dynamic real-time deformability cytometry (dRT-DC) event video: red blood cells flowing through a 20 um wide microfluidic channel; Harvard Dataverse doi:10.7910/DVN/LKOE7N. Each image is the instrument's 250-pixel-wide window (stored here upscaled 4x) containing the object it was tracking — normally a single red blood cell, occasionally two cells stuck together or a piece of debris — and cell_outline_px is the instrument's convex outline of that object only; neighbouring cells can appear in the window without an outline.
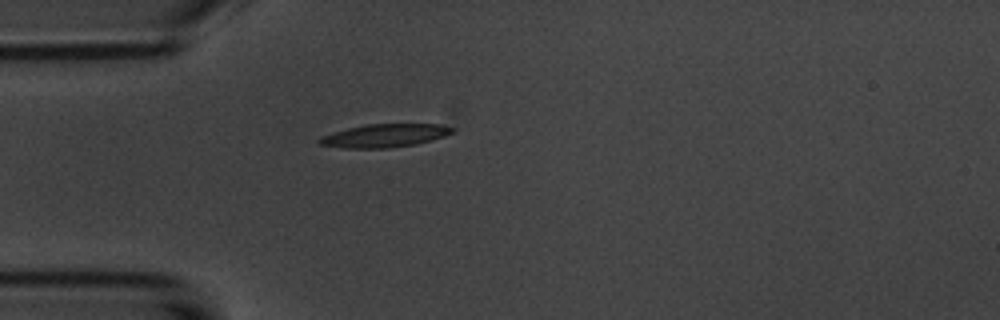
{"species": "common noctule bat (a hibernating species)", "species_latin": "Nyctalus noctula", "temperature_condition": "room temperature", "stored_images_in_passage": 5, "camera_frame_rate_fps": 3000, "um_per_image_px": 0.085, "animal": {"sex": "male", "body_mass_g": 20.1, "forearm_length_mm": 53.5}, "frame": {"image": 1, "passage_image": 5, "time_ms": 4.667, "image_size_px": [1000, 320], "cell_outline_px": [[456, 128], [452, 132], [444, 136], [416, 144], [388, 148], [344, 148], [320, 144], [316, 140], [320, 136], [348, 128], [368, 124], [440, 124]], "centroid_in_image_um": [32.68, 11.52], "position_along_channel_um": 52.3, "area_um2": 17.86}}